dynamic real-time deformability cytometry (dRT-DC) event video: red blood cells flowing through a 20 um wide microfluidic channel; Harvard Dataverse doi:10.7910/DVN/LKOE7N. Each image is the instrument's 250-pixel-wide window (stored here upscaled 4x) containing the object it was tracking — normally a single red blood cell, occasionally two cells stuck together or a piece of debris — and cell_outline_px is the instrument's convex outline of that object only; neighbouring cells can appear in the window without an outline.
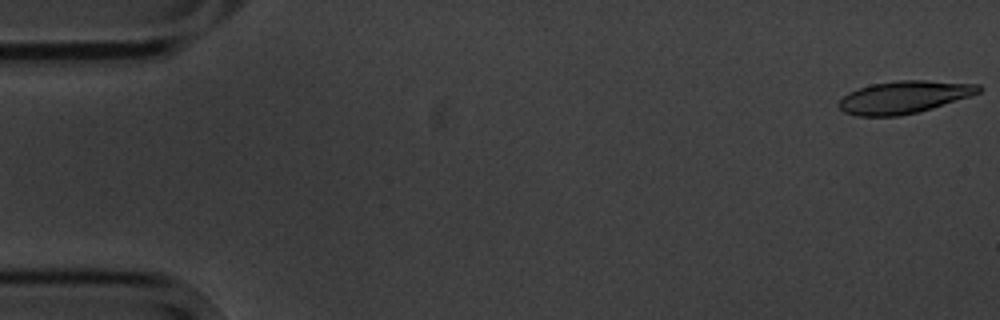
{"species": "common noctule bat (a hibernating species)", "species_latin": "Nyctalus noctula", "temperature_condition": "cold", "stored_images_in_passage": 5, "camera_frame_rate_fps": 3000, "um_per_image_px": 0.085, "animal": {"sex": "male", "body_mass_g": 20.1, "forearm_length_mm": 53.5}, "frame": {"image": 1, "passage_image": 1, "time_ms": 0.0, "image_size_px": [1000, 320], "cell_outline_px": [[984, 88], [980, 92], [932, 108], [900, 116], [856, 116], [844, 112], [836, 104], [848, 92], [872, 84], [896, 80], [924, 80], [980, 84]], "centroid_in_image_um": [76.82, 8.25], "position_along_channel_um": 8.2, "area_um2": 26.36}}